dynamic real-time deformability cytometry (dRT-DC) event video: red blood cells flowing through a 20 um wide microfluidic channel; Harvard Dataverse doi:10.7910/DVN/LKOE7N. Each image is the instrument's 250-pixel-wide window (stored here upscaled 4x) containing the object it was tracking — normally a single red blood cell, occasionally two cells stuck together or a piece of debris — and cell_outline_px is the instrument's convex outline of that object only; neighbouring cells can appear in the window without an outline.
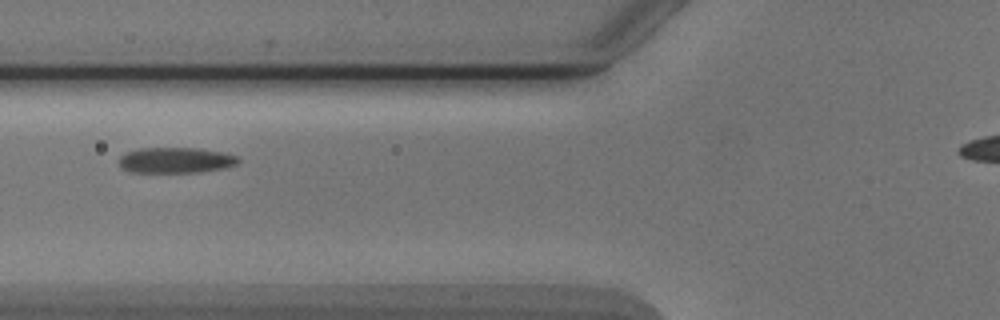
{"species": "Egyptian fruit bat (a non-hibernating species)", "species_latin": "Rousettus aegyptiacus", "temperature_condition": "cold", "stored_images_in_passage": 7, "camera_frame_rate_fps": 3000, "um_per_image_px": 0.085, "animal": {"sex": "male"}, "frame": {"image": 1, "passage_image": 7, "time_ms": 7.0, "image_size_px": [1000, 320], "cell_outline_px": [[240, 160], [236, 164], [224, 168], [200, 172], [128, 172], [120, 168], [120, 156], [124, 152], [140, 148], [196, 148], [224, 152], [236, 156]], "centroid_in_image_um": [14.9, 13.62], "position_along_channel_um": 110.9, "area_um2": 17.92}}